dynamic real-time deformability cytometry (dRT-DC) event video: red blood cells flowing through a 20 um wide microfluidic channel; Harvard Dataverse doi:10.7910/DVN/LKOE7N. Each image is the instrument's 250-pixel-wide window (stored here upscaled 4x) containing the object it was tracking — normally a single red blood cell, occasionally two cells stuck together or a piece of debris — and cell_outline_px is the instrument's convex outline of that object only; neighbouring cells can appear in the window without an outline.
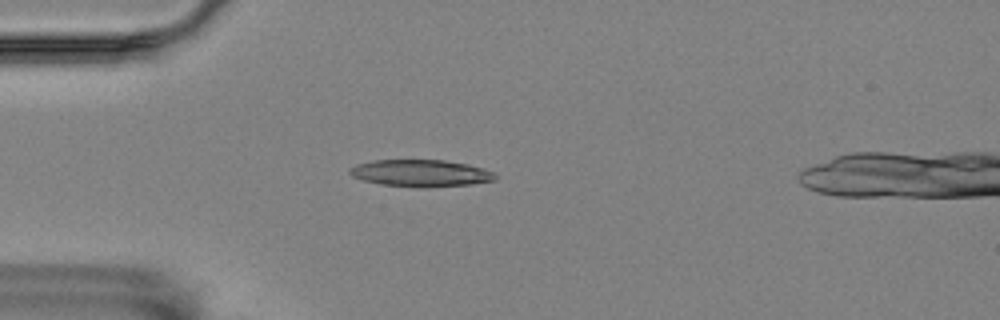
{"species": "Egyptian fruit bat (a non-hibernating species)", "species_latin": "Rousettus aegyptiacus", "temperature_condition": "room temperature", "stored_images_in_passage": 50, "camera_frame_rate_fps": 3000, "um_per_image_px": 0.085, "animal": {"sex": "female"}, "frame": {"image": 1, "passage_image": 10, "time_ms": 3.0, "image_size_px": [1000, 320], "cell_outline_px": [[496, 180], [472, 184], [420, 188], [384, 184], [364, 180], [352, 176], [348, 172], [348, 168], [356, 164], [372, 160], [444, 160], [468, 164], [484, 168], [496, 172]], "centroid_in_image_um": [35.79, 14.71], "position_along_channel_um": 49.2, "area_um2": 23.0}}
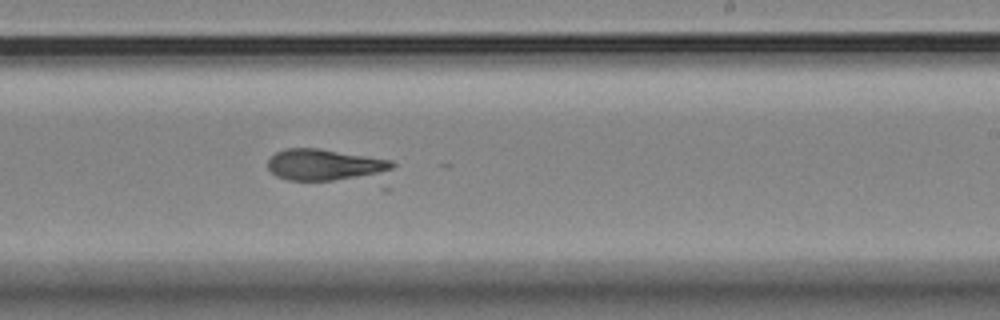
{"frame": {"image": 2, "passage_image": 29, "time_ms": 9.333, "image_size_px": [1000, 320], "cell_outline_px": [[396, 164], [392, 168], [384, 172], [332, 180], [288, 180], [276, 176], [268, 168], [268, 160], [276, 152], [284, 148], [320, 148], [392, 160]], "centroid_in_image_um": [27.55, 13.98], "position_along_channel_um": 261.4, "area_um2": 22.37}}
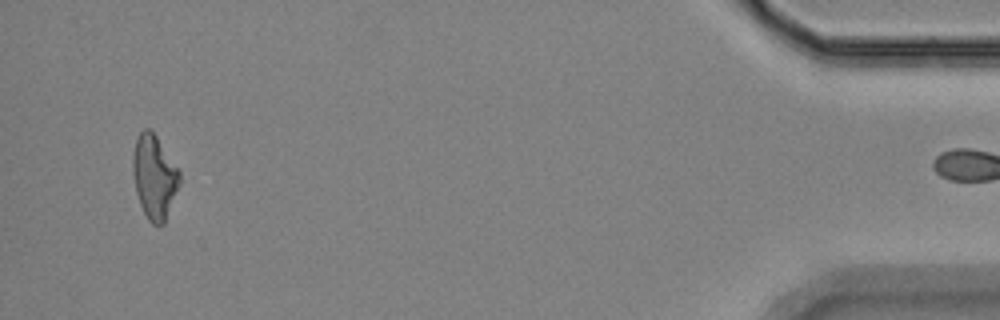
{"frame": {"image": 3, "passage_image": 49, "time_ms": 16.0, "image_size_px": [1000, 320], "cell_outline_px": [[180, 184], [164, 224], [152, 224], [148, 220], [140, 204], [136, 192], [132, 172], [132, 156], [136, 136], [144, 128], [148, 128], [156, 136], [180, 172]], "centroid_in_image_um": [13.1, 15.03], "position_along_channel_um": 422.1, "area_um2": 22.77}}